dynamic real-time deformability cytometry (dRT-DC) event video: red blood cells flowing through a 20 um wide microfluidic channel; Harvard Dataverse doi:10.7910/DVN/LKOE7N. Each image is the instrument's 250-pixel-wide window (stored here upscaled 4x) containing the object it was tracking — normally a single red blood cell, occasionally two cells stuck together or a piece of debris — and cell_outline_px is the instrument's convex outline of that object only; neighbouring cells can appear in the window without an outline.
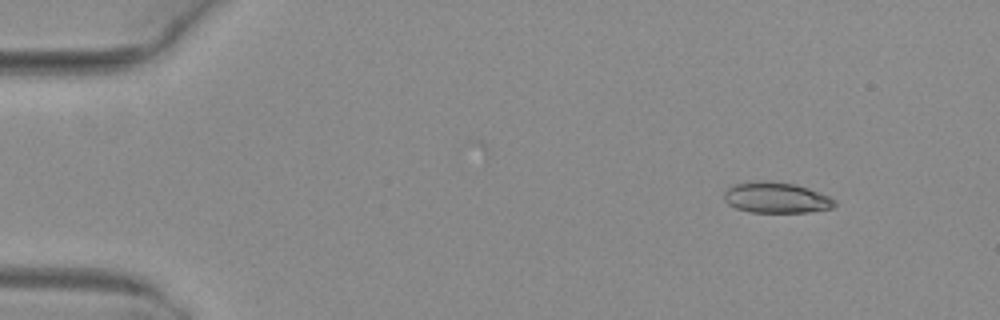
{"species": "common noctule bat (a hibernating species)", "species_latin": "Nyctalus noctula", "temperature_condition": "warm", "stored_images_in_passage": 4, "camera_frame_rate_fps": 3000, "um_per_image_px": 0.085, "animal": {"sex": "female", "body_mass_g": 29.2, "forearm_length_mm": 56.3}, "frame": {"image": 1, "passage_image": 2, "time_ms": 0.333, "image_size_px": [1000, 320], "cell_outline_px": [[836, 204], [832, 208], [808, 212], [748, 212], [736, 208], [728, 204], [724, 200], [724, 192], [732, 184], [748, 180], [772, 180], [796, 184], [808, 188], [828, 196], [836, 200]], "centroid_in_image_um": [65.93, 16.77], "position_along_channel_um": 19.1, "area_um2": 20.23}}